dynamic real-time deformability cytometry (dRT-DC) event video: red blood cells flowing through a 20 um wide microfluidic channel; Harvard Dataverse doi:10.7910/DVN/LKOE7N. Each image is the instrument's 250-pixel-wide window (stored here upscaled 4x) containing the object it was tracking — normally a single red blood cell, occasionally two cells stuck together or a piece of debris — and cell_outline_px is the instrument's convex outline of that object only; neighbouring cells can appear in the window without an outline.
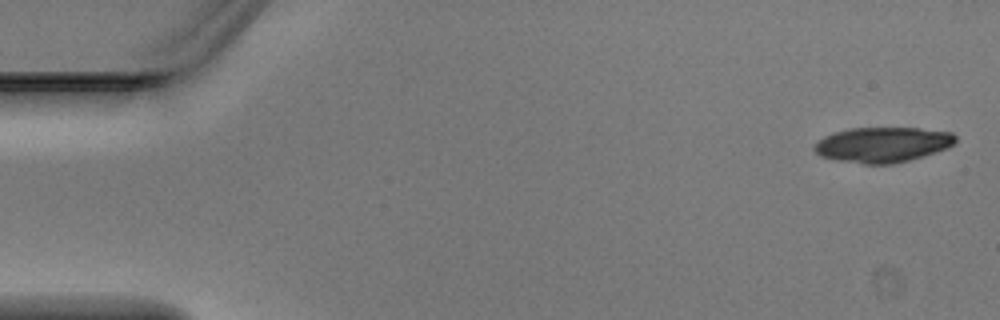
{"species": "Egyptian fruit bat (a non-hibernating species)", "species_latin": "Rousettus aegyptiacus", "temperature_condition": "warm", "stored_images_in_passage": 4, "camera_frame_rate_fps": 3000, "um_per_image_px": 0.085, "animal": {"sex": "male"}, "frame": {"image": 1, "passage_image": 1, "time_ms": 0.0, "image_size_px": [1000, 320], "cell_outline_px": [[956, 140], [948, 148], [908, 160], [892, 164], [864, 164], [836, 160], [820, 156], [812, 148], [824, 136], [848, 128], [920, 128], [952, 132], [956, 136]], "centroid_in_image_um": [75.02, 12.29], "position_along_channel_um": 10.0, "area_um2": 28.84}}
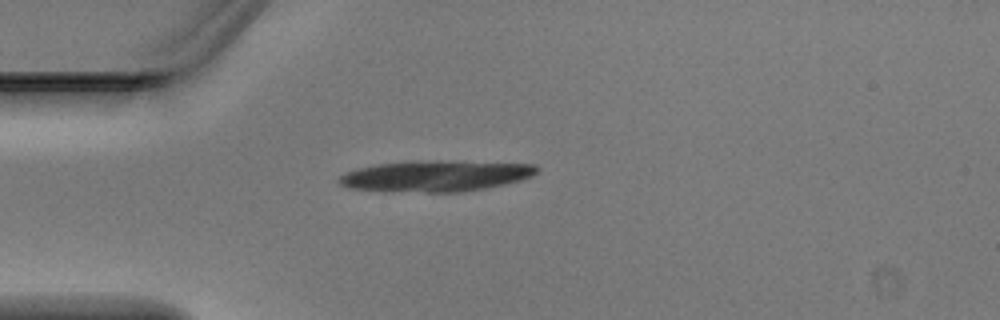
{"frame": {"image": 2, "passage_image": 4, "time_ms": 1.0, "image_size_px": [1000, 320], "cell_outline_px": [[540, 168], [532, 176], [520, 180], [504, 184], [464, 192], [384, 192], [348, 188], [340, 184], [336, 180], [340, 176], [348, 172], [360, 168], [376, 164], [412, 160], [440, 160], [536, 164]], "centroid_in_image_um": [37.0, 14.96], "position_along_channel_um": 48.0, "area_um2": 36.36}}